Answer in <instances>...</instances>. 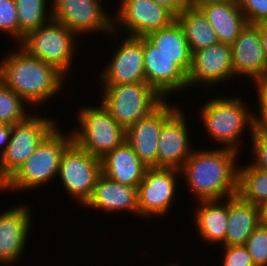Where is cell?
<instances>
[{"instance_id":"ba28073f","label":"cell","mask_w":267,"mask_h":266,"mask_svg":"<svg viewBox=\"0 0 267 266\" xmlns=\"http://www.w3.org/2000/svg\"><path fill=\"white\" fill-rule=\"evenodd\" d=\"M55 118L32 113L13 125L9 144L0 157V187L34 153L37 145L58 124Z\"/></svg>"},{"instance_id":"e575fe53","label":"cell","mask_w":267,"mask_h":266,"mask_svg":"<svg viewBox=\"0 0 267 266\" xmlns=\"http://www.w3.org/2000/svg\"><path fill=\"white\" fill-rule=\"evenodd\" d=\"M221 247L223 248L222 266H255L244 245Z\"/></svg>"},{"instance_id":"1f68e13d","label":"cell","mask_w":267,"mask_h":266,"mask_svg":"<svg viewBox=\"0 0 267 266\" xmlns=\"http://www.w3.org/2000/svg\"><path fill=\"white\" fill-rule=\"evenodd\" d=\"M249 136L253 149H251L252 159L249 163L253 167L267 170V129L255 127L253 134Z\"/></svg>"},{"instance_id":"8992f818","label":"cell","mask_w":267,"mask_h":266,"mask_svg":"<svg viewBox=\"0 0 267 266\" xmlns=\"http://www.w3.org/2000/svg\"><path fill=\"white\" fill-rule=\"evenodd\" d=\"M101 86L100 102L125 129L152 113L166 100L147 82Z\"/></svg>"},{"instance_id":"60d3db41","label":"cell","mask_w":267,"mask_h":266,"mask_svg":"<svg viewBox=\"0 0 267 266\" xmlns=\"http://www.w3.org/2000/svg\"><path fill=\"white\" fill-rule=\"evenodd\" d=\"M165 266H181V264H179V263H176V264H174V263H170L169 265L167 264V265H165Z\"/></svg>"},{"instance_id":"44dd1931","label":"cell","mask_w":267,"mask_h":266,"mask_svg":"<svg viewBox=\"0 0 267 266\" xmlns=\"http://www.w3.org/2000/svg\"><path fill=\"white\" fill-rule=\"evenodd\" d=\"M147 169L126 141L101 158L102 174L124 185L138 187Z\"/></svg>"},{"instance_id":"4316f807","label":"cell","mask_w":267,"mask_h":266,"mask_svg":"<svg viewBox=\"0 0 267 266\" xmlns=\"http://www.w3.org/2000/svg\"><path fill=\"white\" fill-rule=\"evenodd\" d=\"M238 167L237 194L256 206L267 203V170L253 167L250 163Z\"/></svg>"},{"instance_id":"30bf717a","label":"cell","mask_w":267,"mask_h":266,"mask_svg":"<svg viewBox=\"0 0 267 266\" xmlns=\"http://www.w3.org/2000/svg\"><path fill=\"white\" fill-rule=\"evenodd\" d=\"M179 176L182 177L179 169L148 167L142 182L137 187L138 217L144 220L166 217L171 211L175 194L179 189L177 188Z\"/></svg>"},{"instance_id":"f1b7e54d","label":"cell","mask_w":267,"mask_h":266,"mask_svg":"<svg viewBox=\"0 0 267 266\" xmlns=\"http://www.w3.org/2000/svg\"><path fill=\"white\" fill-rule=\"evenodd\" d=\"M25 104L29 105L0 81V123L14 125L25 120L30 115Z\"/></svg>"},{"instance_id":"484cf974","label":"cell","mask_w":267,"mask_h":266,"mask_svg":"<svg viewBox=\"0 0 267 266\" xmlns=\"http://www.w3.org/2000/svg\"><path fill=\"white\" fill-rule=\"evenodd\" d=\"M176 20L184 30L192 54L219 43L217 33L201 9L185 8Z\"/></svg>"},{"instance_id":"5bb4252c","label":"cell","mask_w":267,"mask_h":266,"mask_svg":"<svg viewBox=\"0 0 267 266\" xmlns=\"http://www.w3.org/2000/svg\"><path fill=\"white\" fill-rule=\"evenodd\" d=\"M235 78L232 48L219 42L192 54V64L188 73V88L201 85L213 89ZM214 84V85H213ZM213 86V88H212Z\"/></svg>"},{"instance_id":"9a60e30c","label":"cell","mask_w":267,"mask_h":266,"mask_svg":"<svg viewBox=\"0 0 267 266\" xmlns=\"http://www.w3.org/2000/svg\"><path fill=\"white\" fill-rule=\"evenodd\" d=\"M179 106L166 99L152 113L126 128V142L148 167H158V138L162 125Z\"/></svg>"},{"instance_id":"52a82bcc","label":"cell","mask_w":267,"mask_h":266,"mask_svg":"<svg viewBox=\"0 0 267 266\" xmlns=\"http://www.w3.org/2000/svg\"><path fill=\"white\" fill-rule=\"evenodd\" d=\"M77 37L66 26L52 19L30 31L19 45L31 56L55 66L68 77L72 71L74 52L78 49Z\"/></svg>"},{"instance_id":"5b68a950","label":"cell","mask_w":267,"mask_h":266,"mask_svg":"<svg viewBox=\"0 0 267 266\" xmlns=\"http://www.w3.org/2000/svg\"><path fill=\"white\" fill-rule=\"evenodd\" d=\"M98 105L79 107L75 112L79 128L75 127L71 133L79 148L101 159L126 141V129L116 122L101 102Z\"/></svg>"},{"instance_id":"4dcf8cb0","label":"cell","mask_w":267,"mask_h":266,"mask_svg":"<svg viewBox=\"0 0 267 266\" xmlns=\"http://www.w3.org/2000/svg\"><path fill=\"white\" fill-rule=\"evenodd\" d=\"M0 32L19 44V23L15 0H0Z\"/></svg>"},{"instance_id":"7a4b0ae2","label":"cell","mask_w":267,"mask_h":266,"mask_svg":"<svg viewBox=\"0 0 267 266\" xmlns=\"http://www.w3.org/2000/svg\"><path fill=\"white\" fill-rule=\"evenodd\" d=\"M16 49L0 60V81L30 108L40 107L61 92L66 76L55 66L31 56L19 44Z\"/></svg>"},{"instance_id":"9c48e42d","label":"cell","mask_w":267,"mask_h":266,"mask_svg":"<svg viewBox=\"0 0 267 266\" xmlns=\"http://www.w3.org/2000/svg\"><path fill=\"white\" fill-rule=\"evenodd\" d=\"M101 174V159L73 142L62 155L57 177L71 199L84 206L91 198Z\"/></svg>"},{"instance_id":"ac0fdd59","label":"cell","mask_w":267,"mask_h":266,"mask_svg":"<svg viewBox=\"0 0 267 266\" xmlns=\"http://www.w3.org/2000/svg\"><path fill=\"white\" fill-rule=\"evenodd\" d=\"M143 56L146 82L155 88L165 99L176 92L188 88V75L143 37ZM167 96V97H166Z\"/></svg>"},{"instance_id":"7c38bea8","label":"cell","mask_w":267,"mask_h":266,"mask_svg":"<svg viewBox=\"0 0 267 266\" xmlns=\"http://www.w3.org/2000/svg\"><path fill=\"white\" fill-rule=\"evenodd\" d=\"M113 15V31L120 29L127 36L145 37L147 34L170 26L176 17L154 0H120ZM116 15V16H115Z\"/></svg>"},{"instance_id":"f546056e","label":"cell","mask_w":267,"mask_h":266,"mask_svg":"<svg viewBox=\"0 0 267 266\" xmlns=\"http://www.w3.org/2000/svg\"><path fill=\"white\" fill-rule=\"evenodd\" d=\"M244 246L255 266H267V227L259 225Z\"/></svg>"},{"instance_id":"6da1fadb","label":"cell","mask_w":267,"mask_h":266,"mask_svg":"<svg viewBox=\"0 0 267 266\" xmlns=\"http://www.w3.org/2000/svg\"><path fill=\"white\" fill-rule=\"evenodd\" d=\"M214 148L197 151L195 148L180 169L181 178L196 201L219 200L237 195L238 157L241 152L220 146Z\"/></svg>"},{"instance_id":"d4e9b609","label":"cell","mask_w":267,"mask_h":266,"mask_svg":"<svg viewBox=\"0 0 267 266\" xmlns=\"http://www.w3.org/2000/svg\"><path fill=\"white\" fill-rule=\"evenodd\" d=\"M145 38L161 53L172 58L173 62L188 75L192 64V53L184 30L177 20L166 28L147 34Z\"/></svg>"},{"instance_id":"74e56055","label":"cell","mask_w":267,"mask_h":266,"mask_svg":"<svg viewBox=\"0 0 267 266\" xmlns=\"http://www.w3.org/2000/svg\"><path fill=\"white\" fill-rule=\"evenodd\" d=\"M224 0H182L185 8L200 9L204 5L211 4L213 2H221Z\"/></svg>"},{"instance_id":"d6a6232c","label":"cell","mask_w":267,"mask_h":266,"mask_svg":"<svg viewBox=\"0 0 267 266\" xmlns=\"http://www.w3.org/2000/svg\"><path fill=\"white\" fill-rule=\"evenodd\" d=\"M237 4L248 23L267 22V0H237Z\"/></svg>"},{"instance_id":"d590c367","label":"cell","mask_w":267,"mask_h":266,"mask_svg":"<svg viewBox=\"0 0 267 266\" xmlns=\"http://www.w3.org/2000/svg\"><path fill=\"white\" fill-rule=\"evenodd\" d=\"M159 6L169 10L176 18L184 11L182 0H154Z\"/></svg>"},{"instance_id":"f35d334b","label":"cell","mask_w":267,"mask_h":266,"mask_svg":"<svg viewBox=\"0 0 267 266\" xmlns=\"http://www.w3.org/2000/svg\"><path fill=\"white\" fill-rule=\"evenodd\" d=\"M260 36L262 47L267 57V22L260 23Z\"/></svg>"},{"instance_id":"7402d4cb","label":"cell","mask_w":267,"mask_h":266,"mask_svg":"<svg viewBox=\"0 0 267 266\" xmlns=\"http://www.w3.org/2000/svg\"><path fill=\"white\" fill-rule=\"evenodd\" d=\"M195 206L192 219L203 242L213 246L215 244L225 246L229 198L198 201Z\"/></svg>"},{"instance_id":"277c9868","label":"cell","mask_w":267,"mask_h":266,"mask_svg":"<svg viewBox=\"0 0 267 266\" xmlns=\"http://www.w3.org/2000/svg\"><path fill=\"white\" fill-rule=\"evenodd\" d=\"M58 124L37 145L34 153L0 187V193L24 192L58 179L64 151L73 143L71 131L63 134Z\"/></svg>"},{"instance_id":"8d00e7d4","label":"cell","mask_w":267,"mask_h":266,"mask_svg":"<svg viewBox=\"0 0 267 266\" xmlns=\"http://www.w3.org/2000/svg\"><path fill=\"white\" fill-rule=\"evenodd\" d=\"M12 129L13 125L0 123V157L9 144Z\"/></svg>"},{"instance_id":"603a6c76","label":"cell","mask_w":267,"mask_h":266,"mask_svg":"<svg viewBox=\"0 0 267 266\" xmlns=\"http://www.w3.org/2000/svg\"><path fill=\"white\" fill-rule=\"evenodd\" d=\"M206 15L208 22L217 33L219 42L232 45L242 29L247 25V20L237 0H224L213 2L200 8Z\"/></svg>"},{"instance_id":"836d02e7","label":"cell","mask_w":267,"mask_h":266,"mask_svg":"<svg viewBox=\"0 0 267 266\" xmlns=\"http://www.w3.org/2000/svg\"><path fill=\"white\" fill-rule=\"evenodd\" d=\"M252 83H255L256 96L258 97V99L256 98V101L258 100L256 108L259 111L254 112V125L259 129H267V75Z\"/></svg>"},{"instance_id":"2e32d148","label":"cell","mask_w":267,"mask_h":266,"mask_svg":"<svg viewBox=\"0 0 267 266\" xmlns=\"http://www.w3.org/2000/svg\"><path fill=\"white\" fill-rule=\"evenodd\" d=\"M184 113L179 107L162 125L158 138V167L180 170L194 150Z\"/></svg>"},{"instance_id":"83f0119b","label":"cell","mask_w":267,"mask_h":266,"mask_svg":"<svg viewBox=\"0 0 267 266\" xmlns=\"http://www.w3.org/2000/svg\"><path fill=\"white\" fill-rule=\"evenodd\" d=\"M15 4L19 23V44L30 31L53 19L52 6L47 5V0H15Z\"/></svg>"},{"instance_id":"8fae6325","label":"cell","mask_w":267,"mask_h":266,"mask_svg":"<svg viewBox=\"0 0 267 266\" xmlns=\"http://www.w3.org/2000/svg\"><path fill=\"white\" fill-rule=\"evenodd\" d=\"M53 20L63 24L77 36L92 32H113L110 16L101 0H51Z\"/></svg>"},{"instance_id":"cb8c5ba5","label":"cell","mask_w":267,"mask_h":266,"mask_svg":"<svg viewBox=\"0 0 267 266\" xmlns=\"http://www.w3.org/2000/svg\"><path fill=\"white\" fill-rule=\"evenodd\" d=\"M260 224L261 217L259 206L244 201L238 194L229 197L225 246L244 245Z\"/></svg>"},{"instance_id":"3957f363","label":"cell","mask_w":267,"mask_h":266,"mask_svg":"<svg viewBox=\"0 0 267 266\" xmlns=\"http://www.w3.org/2000/svg\"><path fill=\"white\" fill-rule=\"evenodd\" d=\"M246 103L237 95L223 97L219 94L202 104L199 117L208 138L221 144V148L240 152L241 135L244 136L246 130L252 135L255 129L254 111H250Z\"/></svg>"},{"instance_id":"ab89813d","label":"cell","mask_w":267,"mask_h":266,"mask_svg":"<svg viewBox=\"0 0 267 266\" xmlns=\"http://www.w3.org/2000/svg\"><path fill=\"white\" fill-rule=\"evenodd\" d=\"M261 225L267 227V203L260 206Z\"/></svg>"},{"instance_id":"e0dca14e","label":"cell","mask_w":267,"mask_h":266,"mask_svg":"<svg viewBox=\"0 0 267 266\" xmlns=\"http://www.w3.org/2000/svg\"><path fill=\"white\" fill-rule=\"evenodd\" d=\"M30 208L21 203L0 213V265L12 266L21 260L33 222Z\"/></svg>"},{"instance_id":"4fadbf2b","label":"cell","mask_w":267,"mask_h":266,"mask_svg":"<svg viewBox=\"0 0 267 266\" xmlns=\"http://www.w3.org/2000/svg\"><path fill=\"white\" fill-rule=\"evenodd\" d=\"M114 39L123 38L116 47L110 61L99 73V85H119L126 83L146 82L143 56V37H132L116 32L111 33ZM120 35V37H119Z\"/></svg>"},{"instance_id":"d6986e66","label":"cell","mask_w":267,"mask_h":266,"mask_svg":"<svg viewBox=\"0 0 267 266\" xmlns=\"http://www.w3.org/2000/svg\"><path fill=\"white\" fill-rule=\"evenodd\" d=\"M231 48L235 76H245L255 82L267 75V57L261 43L260 23H247Z\"/></svg>"},{"instance_id":"ffe728a7","label":"cell","mask_w":267,"mask_h":266,"mask_svg":"<svg viewBox=\"0 0 267 266\" xmlns=\"http://www.w3.org/2000/svg\"><path fill=\"white\" fill-rule=\"evenodd\" d=\"M107 214L129 212L138 216V189L114 182L101 174L97 179L91 198L83 206Z\"/></svg>"}]
</instances>
